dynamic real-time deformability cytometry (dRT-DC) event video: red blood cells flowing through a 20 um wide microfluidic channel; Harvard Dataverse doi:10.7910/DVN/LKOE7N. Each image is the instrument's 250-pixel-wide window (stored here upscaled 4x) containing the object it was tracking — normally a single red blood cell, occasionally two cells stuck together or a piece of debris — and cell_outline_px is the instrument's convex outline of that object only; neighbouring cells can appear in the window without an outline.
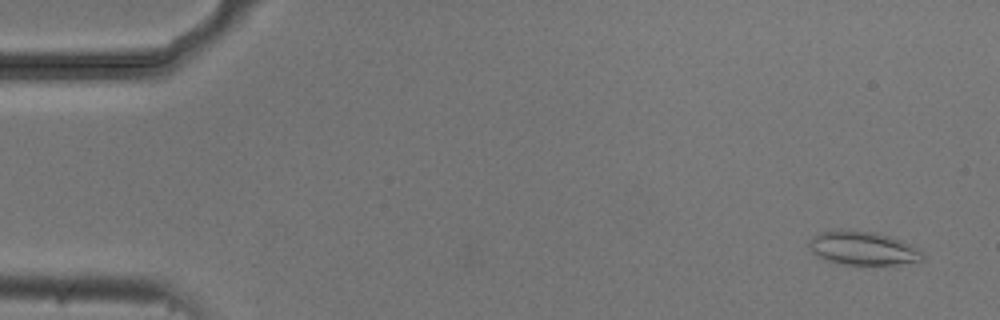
{"species": "common noctule bat (a hibernating species)", "species_latin": "Nyctalus noctula", "temperature_condition": "cold", "stored_images_in_passage": 54, "camera_frame_rate_fps": 3000, "um_per_image_px": 0.085, "animal": {"sex": "male", "body_mass_g": 20.5, "forearm_length_mm": 52.5}, "frame": {"image": 1, "passage_image": 3, "time_ms": 0.667, "image_size_px": [1000, 320], "cell_outline_px": [[924, 260], [896, 264], [844, 264], [828, 260], [812, 252], [808, 244], [812, 236], [836, 228], [848, 228], [876, 232], [892, 236], [924, 252]], "centroid_in_image_um": [73.34, 21.06], "position_along_channel_um": 11.7, "area_um2": 22.31}}
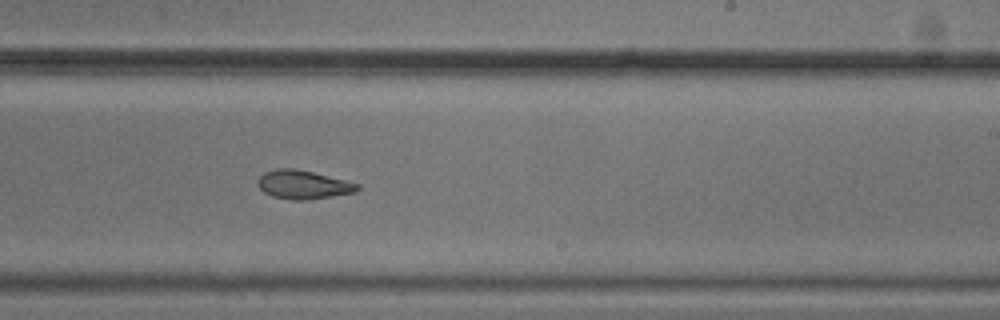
{"frame": {"image": 2, "passage_image": 33, "time_ms": 10.667, "image_size_px": [1000, 320], "cell_outline_px": [[360, 188], [352, 192], [332, 196], [308, 200], [292, 200], [272, 196], [264, 192], [256, 184], [256, 180], [264, 172], [276, 168], [296, 168], [360, 184]], "centroid_in_image_um": [25.71, 15.69], "position_along_channel_um": 263.3, "area_um2": 16.59}}
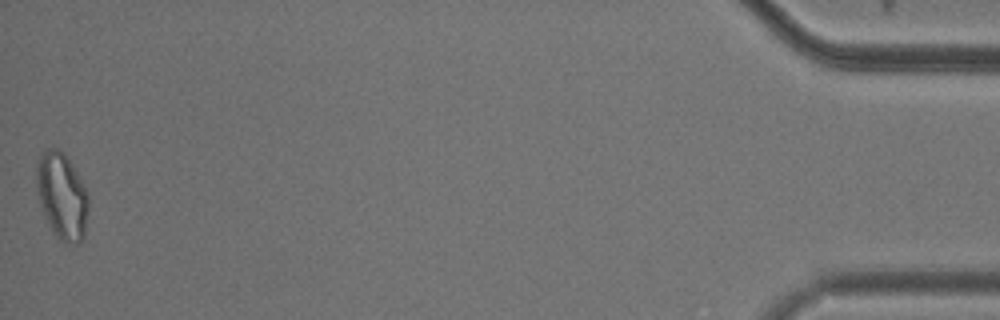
{"frame": {"image": 3, "passage_image": 54, "time_ms": 17.667, "image_size_px": [1000, 320], "cell_outline_px": [[88, 208], [84, 236], [80, 244], [68, 244], [60, 240], [56, 236], [48, 224], [44, 216], [40, 200], [36, 180], [36, 164], [40, 156], [48, 148], [56, 148], [64, 152], [72, 164], [88, 192]], "centroid_in_image_um": [5.28, 16.67], "position_along_channel_um": 429.9, "area_um2": 26.18}, "authors_computed_cell_mechanics": {"area_um2": 18.8428, "velocity_mm_per_s": 3.7374, "shape_relaxation_time_tau1_ms": 11.2049, "shape_relaxation_time_tau2_ms": 5.6943, "deformation_change_tau1": 0.201, "deformation_change_tau2": 0.1246}}